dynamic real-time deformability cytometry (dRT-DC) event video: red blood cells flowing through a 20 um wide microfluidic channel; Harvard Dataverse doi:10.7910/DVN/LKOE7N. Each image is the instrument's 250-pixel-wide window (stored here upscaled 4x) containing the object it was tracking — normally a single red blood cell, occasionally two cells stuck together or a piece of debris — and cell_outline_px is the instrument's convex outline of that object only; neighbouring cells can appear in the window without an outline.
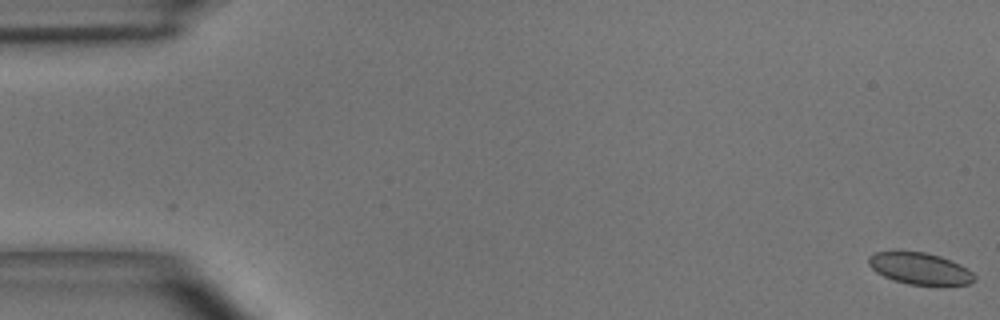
{"species": "common noctule bat (a hibernating species)", "species_latin": "Nyctalus noctula", "temperature_condition": "room temperature", "stored_images_in_passage": 51, "camera_frame_rate_fps": 3000, "um_per_image_px": 0.085, "animal": {"sex": "male", "body_mass_g": 15.6}, "frame": {"image": 1, "passage_image": 1, "time_ms": 0.0, "image_size_px": [1000, 320], "cell_outline_px": [[976, 280], [968, 284], [908, 284], [892, 280], [876, 272], [868, 264], [868, 256], [876, 252], [896, 248], [924, 252], [940, 256], [960, 264], [972, 272], [976, 276]], "centroid_in_image_um": [78.12, 22.77], "position_along_channel_um": 6.9, "area_um2": 19.94}}
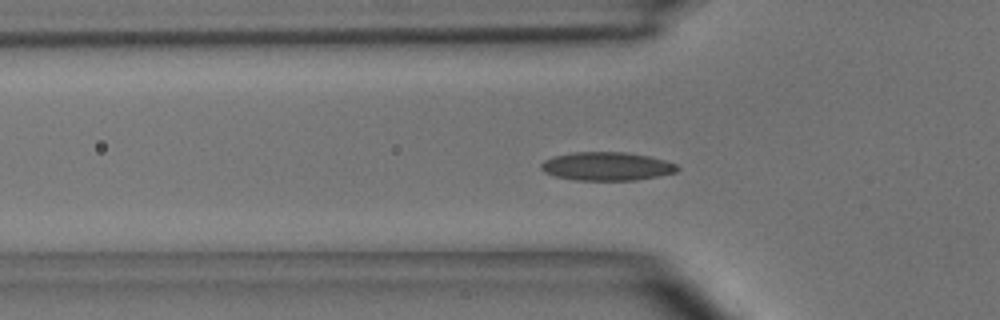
{"frame": {"image": 2, "passage_image": 17, "time_ms": 5.333, "image_size_px": [1000, 320], "cell_outline_px": [[680, 168], [676, 172], [636, 180], [576, 180], [556, 176], [544, 172], [540, 168], [540, 164], [544, 160], [552, 156], [572, 152], [624, 152], [648, 156], [664, 160], [676, 164]], "centroid_in_image_um": [51.54, 14.13], "position_along_channel_um": 74.3, "area_um2": 22.54}}
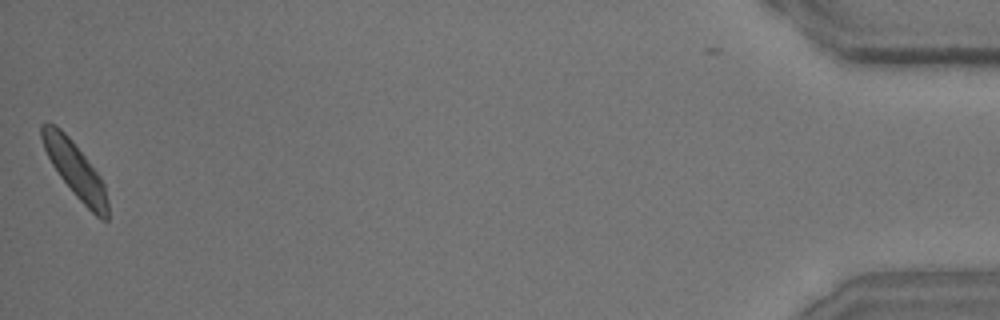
{"frame": {"image": 3, "passage_image": 51, "time_ms": 16.667, "image_size_px": [1000, 320], "cell_outline_px": [[108, 220], [100, 220], [72, 192], [60, 176], [52, 164], [44, 148], [40, 136], [40, 124], [52, 124], [60, 128], [72, 140], [100, 176], [104, 184], [108, 200]], "centroid_in_image_um": [6.4, 14.44], "position_along_channel_um": 428.8, "area_um2": 20.92}}